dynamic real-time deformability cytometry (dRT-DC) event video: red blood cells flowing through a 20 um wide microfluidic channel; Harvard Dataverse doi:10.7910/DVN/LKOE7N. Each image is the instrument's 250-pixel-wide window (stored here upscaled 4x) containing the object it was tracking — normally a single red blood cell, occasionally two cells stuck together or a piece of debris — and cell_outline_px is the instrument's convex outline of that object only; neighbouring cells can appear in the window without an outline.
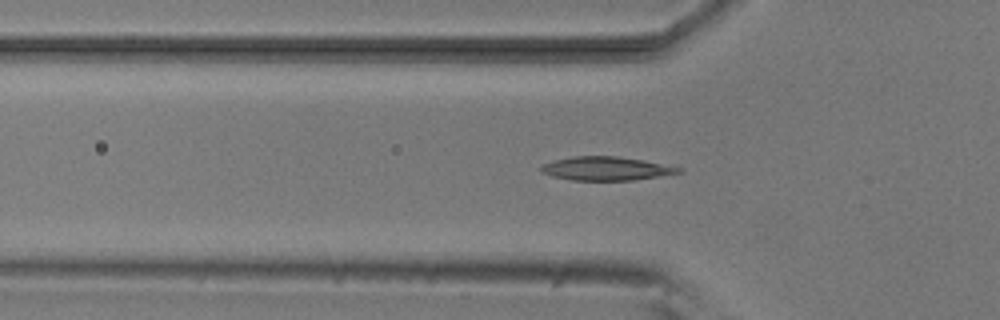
{"species": "common noctule bat (a hibernating species)", "species_latin": "Nyctalus noctula", "temperature_condition": "room temperature", "stored_images_in_passage": 31, "camera_frame_rate_fps": 3000, "um_per_image_px": 0.085, "animal": {"sex": "male", "body_mass_g": 20.5, "forearm_length_mm": 52.5}, "frame": {"image": 1, "passage_image": 2, "time_ms": 0.333, "image_size_px": [1000, 320], "cell_outline_px": [[684, 172], [636, 180], [572, 180], [552, 176], [540, 172], [540, 164], [552, 160], [572, 156], [616, 156], [680, 164], [684, 168]], "centroid_in_image_um": [51.66, 14.31], "position_along_channel_um": 74.1, "area_um2": 19.83}}
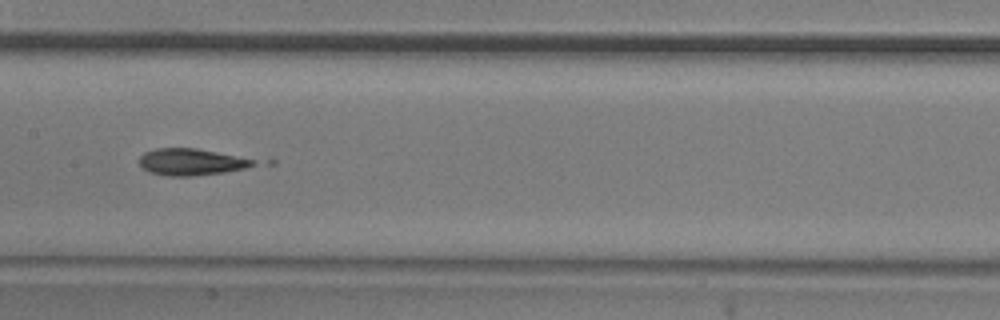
{"frame": {"image": 2, "passage_image": 11, "time_ms": 3.333, "image_size_px": [1000, 320], "cell_outline_px": [[256, 164], [244, 168], [224, 172], [192, 176], [168, 176], [148, 172], [140, 164], [140, 156], [144, 152], [156, 148], [196, 148], [256, 160]], "centroid_in_image_um": [16.21, 13.76], "position_along_channel_um": 191.2, "area_um2": 17.57}}
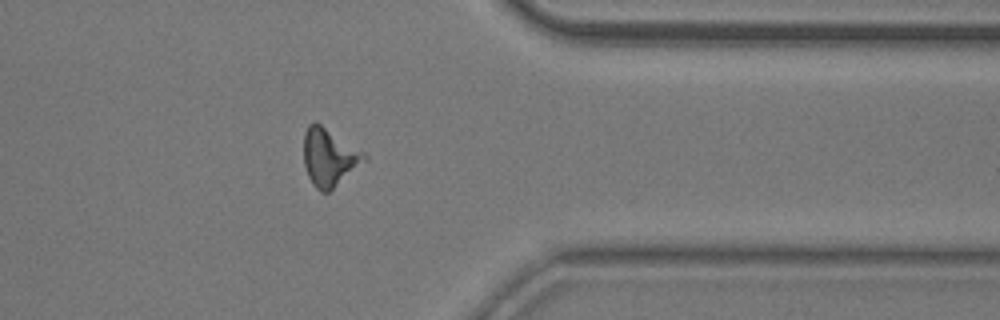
{"frame": {"image": 3, "passage_image": 27, "time_ms": 8.667, "image_size_px": [1000, 320], "cell_outline_px": [[368, 160], [328, 192], [320, 192], [312, 184], [308, 176], [304, 164], [304, 132], [308, 124], [316, 120], [364, 152], [368, 156]], "centroid_in_image_um": [27.98, 13.34], "position_along_channel_um": 383.4, "area_um2": 20.58}}